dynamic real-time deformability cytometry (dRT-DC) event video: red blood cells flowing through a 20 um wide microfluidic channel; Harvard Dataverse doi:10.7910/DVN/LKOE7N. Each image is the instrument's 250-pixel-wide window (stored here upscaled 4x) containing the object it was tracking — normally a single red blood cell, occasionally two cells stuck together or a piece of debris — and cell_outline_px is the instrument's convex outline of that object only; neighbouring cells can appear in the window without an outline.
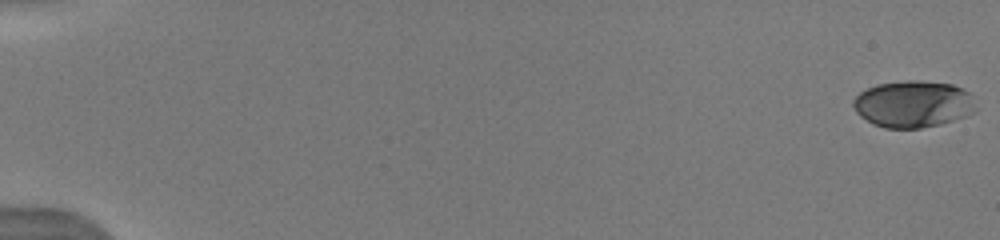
{"species": "human", "species_latin": "Homo sapiens", "temperature_condition": "warm", "stored_images_in_passage": 49, "camera_frame_rate_fps": 3000, "um_per_image_px": 0.085, "donor": {"sex": "male"}, "frame": {"image": 1, "passage_image": 1, "time_ms": 0.0, "image_size_px": [1000, 240], "cell_outline_px": [[976, 112], [940, 124], [920, 128], [884, 128], [872, 124], [860, 116], [856, 112], [852, 104], [852, 100], [860, 92], [876, 84], [908, 80], [920, 80], [952, 84], [964, 88], [972, 96], [976, 108]], "centroid_in_image_um": [77.61, 8.84], "position_along_channel_um": 7.4, "area_um2": 33.64}}
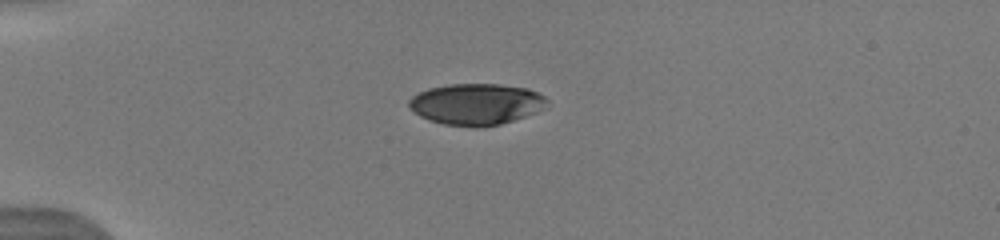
{"frame": {"image": 2, "passage_image": 27, "time_ms": 4.667, "image_size_px": [1000, 240], "cell_outline_px": [[548, 108], [500, 124], [476, 128], [472, 128], [444, 124], [428, 120], [420, 116], [408, 108], [408, 100], [412, 96], [428, 88], [448, 84], [500, 84], [528, 88], [544, 96], [548, 100]], "centroid_in_image_um": [40.47, 8.85], "position_along_channel_um": 44.5, "area_um2": 33.58}}
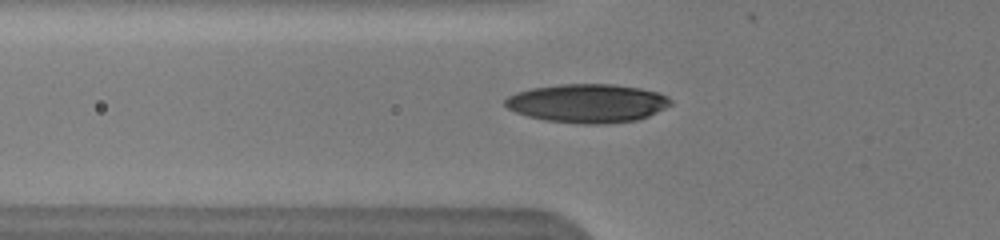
{"frame": {"image": 3, "passage_image": 35, "time_ms": 6.333, "image_size_px": [1000, 240], "cell_outline_px": [[672, 104], [648, 116], [636, 120], [604, 124], [584, 124], [544, 120], [528, 116], [516, 112], [508, 108], [504, 104], [504, 100], [508, 96], [516, 92], [532, 88], [560, 84], [612, 84], [640, 88], [656, 92], [668, 96], [672, 100]], "centroid_in_image_um": [49.92, 8.77], "position_along_channel_um": 75.9, "area_um2": 37.22}}